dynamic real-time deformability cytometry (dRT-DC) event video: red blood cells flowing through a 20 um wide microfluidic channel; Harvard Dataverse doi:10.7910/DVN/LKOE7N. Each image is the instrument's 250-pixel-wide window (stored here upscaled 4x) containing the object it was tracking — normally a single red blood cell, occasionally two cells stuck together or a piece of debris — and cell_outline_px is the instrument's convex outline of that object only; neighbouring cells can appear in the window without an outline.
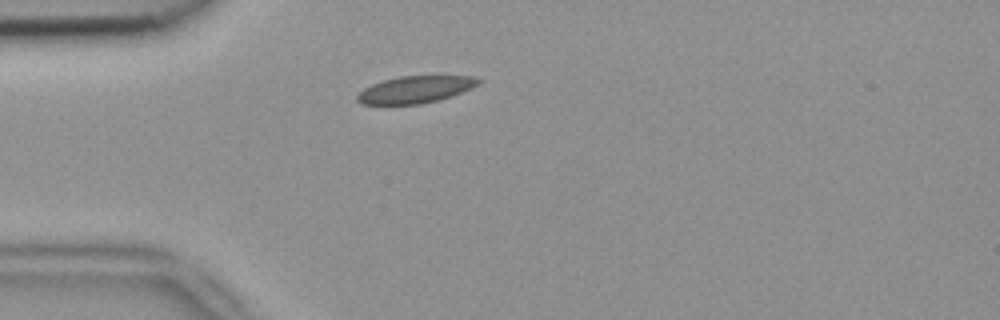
{"species": "common noctule bat (a hibernating species)", "species_latin": "Nyctalus noctula", "temperature_condition": "room temperature", "stored_images_in_passage": 4, "camera_frame_rate_fps": 3000, "um_per_image_px": 0.085, "animal": {"sex": "female", "body_mass_g": 18.4}, "frame": {"image": 1, "passage_image": 4, "time_ms": 1.0, "image_size_px": [1000, 320], "cell_outline_px": [[480, 84], [472, 88], [452, 96], [440, 100], [420, 104], [360, 104], [356, 100], [356, 96], [364, 88], [372, 84], [384, 80], [400, 76], [472, 76], [480, 80]], "centroid_in_image_um": [35.3, 7.61], "position_along_channel_um": 49.7, "area_um2": 19.07}}